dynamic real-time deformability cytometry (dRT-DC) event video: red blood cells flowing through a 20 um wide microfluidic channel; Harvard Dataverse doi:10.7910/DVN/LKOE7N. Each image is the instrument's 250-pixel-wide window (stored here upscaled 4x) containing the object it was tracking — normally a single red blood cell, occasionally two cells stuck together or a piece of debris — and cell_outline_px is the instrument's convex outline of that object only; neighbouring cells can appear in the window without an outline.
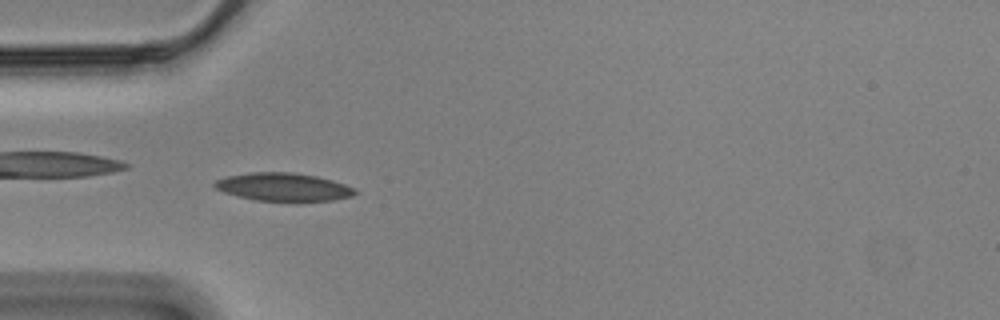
{"species": "Egyptian fruit bat (a non-hibernating species)", "species_latin": "Rousettus aegyptiacus", "temperature_condition": "cold", "stored_images_in_passage": 29, "camera_frame_rate_fps": 3000, "um_per_image_px": 0.085, "animal": {"sex": "male"}, "frame": {"image": 1, "passage_image": 7, "time_ms": 2.0, "image_size_px": [1000, 320], "cell_outline_px": [[356, 192], [352, 196], [332, 200], [296, 204], [256, 200], [224, 192], [216, 188], [212, 184], [216, 180], [228, 176], [248, 172], [292, 172], [316, 176], [332, 180], [356, 188]], "centroid_in_image_um": [24.12, 15.93], "position_along_channel_um": 60.9, "area_um2": 23.64}}
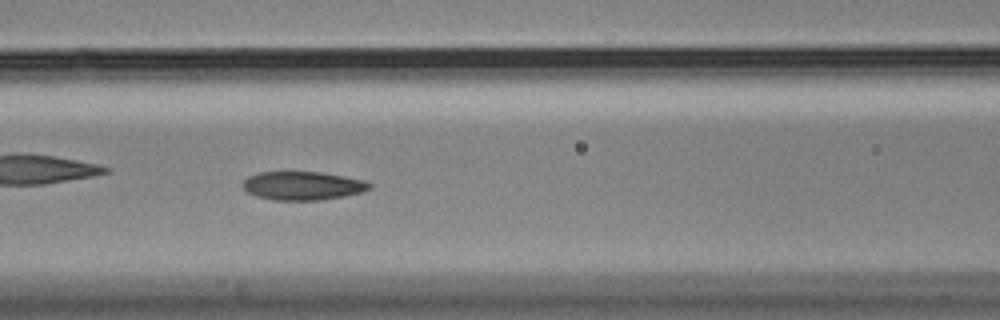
{"frame": {"image": 2, "passage_image": 14, "time_ms": 4.333, "image_size_px": [1000, 320], "cell_outline_px": [[372, 188], [360, 192], [344, 196], [320, 200], [272, 200], [256, 196], [248, 192], [244, 188], [244, 180], [248, 176], [256, 172], [320, 172], [344, 176], [364, 180], [372, 184]], "centroid_in_image_um": [25.73, 15.78], "position_along_channel_um": 140.9, "area_um2": 21.04}}
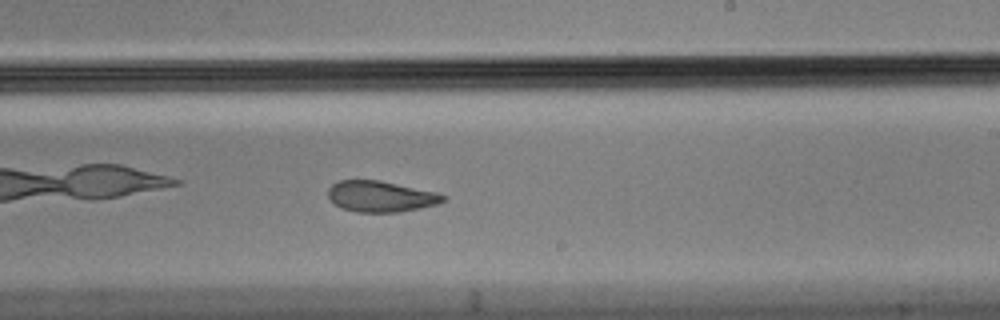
{"frame": {"image": 3, "passage_image": 24, "time_ms": 7.667, "image_size_px": [1000, 320], "cell_outline_px": [[448, 200], [436, 204], [420, 208], [400, 212], [356, 212], [340, 208], [328, 196], [328, 188], [332, 184], [340, 180], [380, 180], [436, 192], [448, 196]], "centroid_in_image_um": [32.39, 16.7], "position_along_channel_um": 256.6, "area_um2": 20.87}}